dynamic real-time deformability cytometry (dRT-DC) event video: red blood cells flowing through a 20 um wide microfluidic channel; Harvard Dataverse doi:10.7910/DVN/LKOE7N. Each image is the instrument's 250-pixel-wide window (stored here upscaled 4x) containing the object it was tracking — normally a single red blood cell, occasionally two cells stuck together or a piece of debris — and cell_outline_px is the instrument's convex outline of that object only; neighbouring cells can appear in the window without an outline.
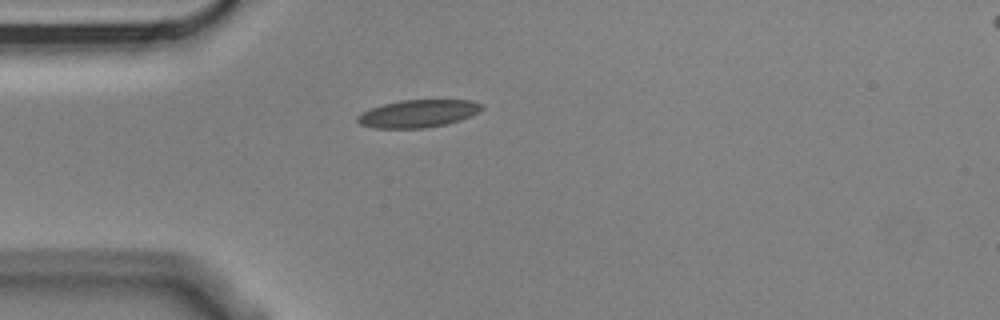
{"species": "Egyptian fruit bat (a non-hibernating species)", "species_latin": "Rousettus aegyptiacus", "temperature_condition": "cold", "stored_images_in_passage": 1, "camera_frame_rate_fps": 3000, "um_per_image_px": 0.085, "animal": {"sex": "male"}, "frame": {"image": 1, "passage_image": 1, "time_ms": 0.0, "image_size_px": [1000, 320], "cell_outline_px": [[484, 108], [472, 116], [448, 124], [424, 128], [376, 128], [360, 124], [356, 120], [356, 116], [372, 108], [384, 104], [400, 100], [472, 100], [484, 104]], "centroid_in_image_um": [35.59, 9.65], "position_along_channel_um": 49.4, "area_um2": 20.06}}